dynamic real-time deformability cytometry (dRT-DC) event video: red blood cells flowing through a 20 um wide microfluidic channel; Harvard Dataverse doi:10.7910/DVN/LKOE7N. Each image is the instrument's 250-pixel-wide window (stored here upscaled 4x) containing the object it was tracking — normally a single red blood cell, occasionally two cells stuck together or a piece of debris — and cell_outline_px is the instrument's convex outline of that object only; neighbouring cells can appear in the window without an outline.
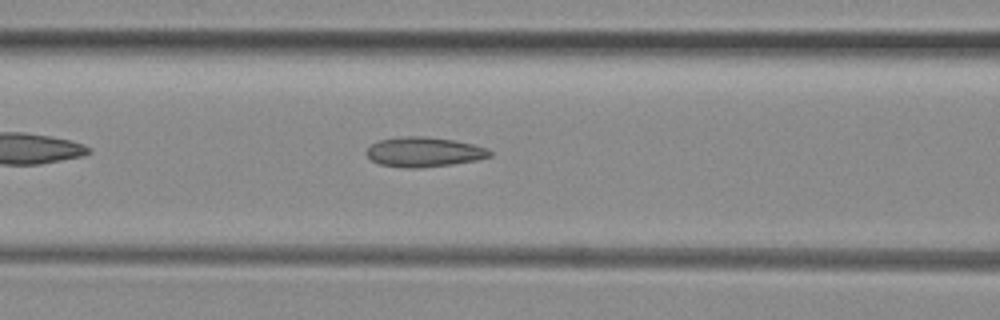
{"species": "common noctule bat (a hibernating species)", "species_latin": "Nyctalus noctula", "temperature_condition": "room temperature", "stored_images_in_passage": 37, "camera_frame_rate_fps": 3000, "um_per_image_px": 0.085, "animal": {"sex": "female", "body_mass_g": 29.2, "forearm_length_mm": 56.3}, "frame": {"image": 1, "passage_image": 9, "time_ms": 2.667, "image_size_px": [1000, 320], "cell_outline_px": [[492, 156], [476, 160], [452, 164], [420, 168], [404, 168], [380, 164], [372, 160], [364, 152], [372, 144], [380, 140], [404, 136], [424, 136], [452, 140], [472, 144], [484, 148], [492, 152]], "centroid_in_image_um": [36.01, 12.92], "position_along_channel_um": 130.6, "area_um2": 21.21}}
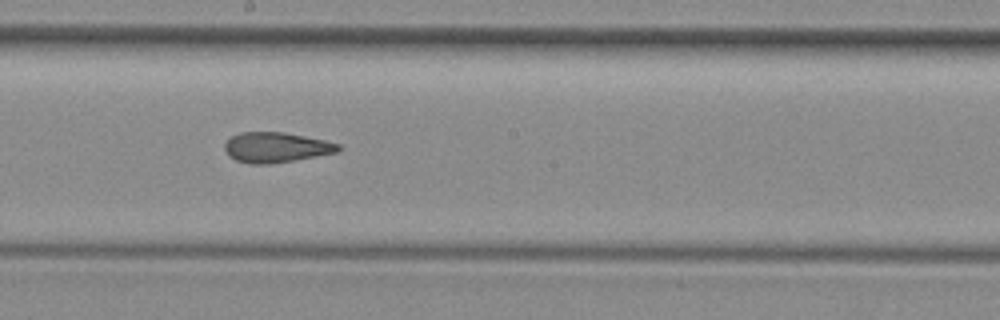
{"frame": {"image": 2, "passage_image": 16, "time_ms": 5.0, "image_size_px": [1000, 320], "cell_outline_px": [[340, 148], [336, 152], [316, 156], [268, 164], [248, 164], [236, 160], [228, 156], [224, 148], [224, 144], [232, 136], [240, 132], [284, 132], [324, 140], [340, 144]], "centroid_in_image_um": [23.42, 12.52], "position_along_channel_um": 224.8, "area_um2": 19.83}}
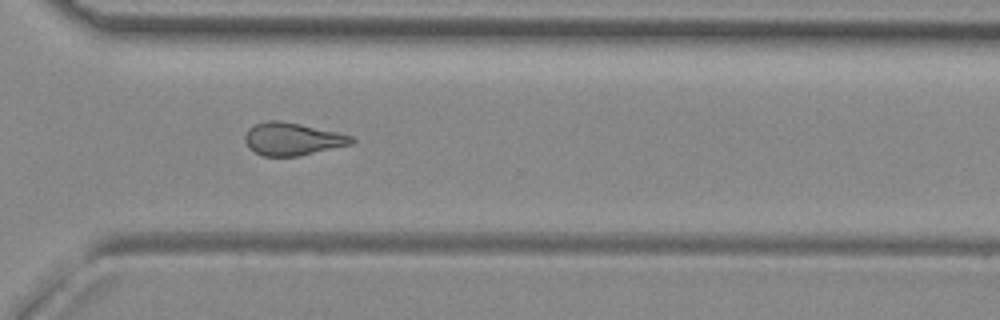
{"frame": {"image": 3, "passage_image": 25, "time_ms": 8.0, "image_size_px": [1000, 320], "cell_outline_px": [[356, 140], [352, 144], [300, 156], [264, 156], [248, 148], [244, 140], [244, 136], [248, 128], [256, 124], [268, 120], [280, 120], [300, 124], [336, 132], [352, 136]], "centroid_in_image_um": [24.83, 11.82], "position_along_channel_um": 345.8, "area_um2": 20.29}, "authors_computed_cell_mechanics": {"area_um2": 20.3456, "velocity_mm_per_s": 4.0433, "shape_relaxation_time_tau1_ms": null, "shape_relaxation_time_tau2_ms": 2.6627, "deformation_change_tau1": null, "deformation_change_tau2": 0.1051}}